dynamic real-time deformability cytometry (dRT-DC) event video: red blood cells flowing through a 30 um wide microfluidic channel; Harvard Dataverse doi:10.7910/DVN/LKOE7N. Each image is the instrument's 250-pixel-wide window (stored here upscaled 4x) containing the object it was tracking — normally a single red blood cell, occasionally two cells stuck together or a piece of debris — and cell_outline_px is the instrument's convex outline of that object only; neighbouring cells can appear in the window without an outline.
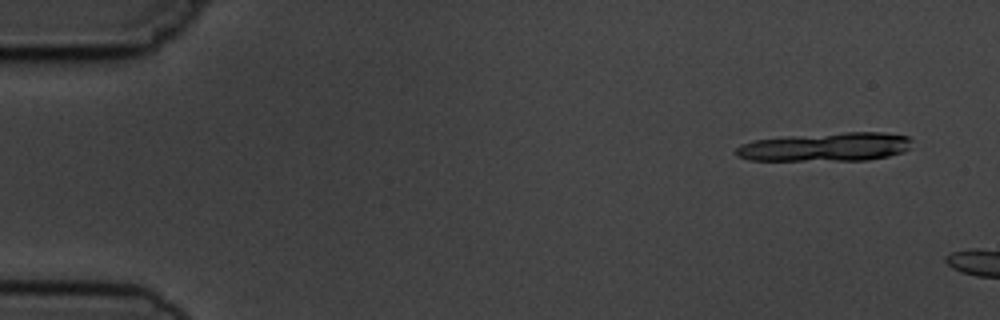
{"species": "common noctule bat (a hibernating species)", "species_latin": "Nyctalus noctula", "temperature_condition": "cold", "stored_images_in_passage": 3, "camera_frame_rate_fps": 3000, "um_per_image_px": 0.085, "animal": {"sex": "male", "body_mass_g": 19.5, "forearm_length_mm": 54.6}, "frame": {"image": 1, "passage_image": 1, "time_ms": 0.0, "image_size_px": [1000, 320], "cell_outline_px": [[912, 148], [904, 152], [888, 156], [868, 160], [748, 160], [736, 156], [736, 148], [740, 144], [752, 140], [784, 136], [844, 132], [884, 132], [908, 136], [912, 140]], "centroid_in_image_um": [70.2, 12.48], "position_along_channel_um": 14.8, "area_um2": 29.82}}